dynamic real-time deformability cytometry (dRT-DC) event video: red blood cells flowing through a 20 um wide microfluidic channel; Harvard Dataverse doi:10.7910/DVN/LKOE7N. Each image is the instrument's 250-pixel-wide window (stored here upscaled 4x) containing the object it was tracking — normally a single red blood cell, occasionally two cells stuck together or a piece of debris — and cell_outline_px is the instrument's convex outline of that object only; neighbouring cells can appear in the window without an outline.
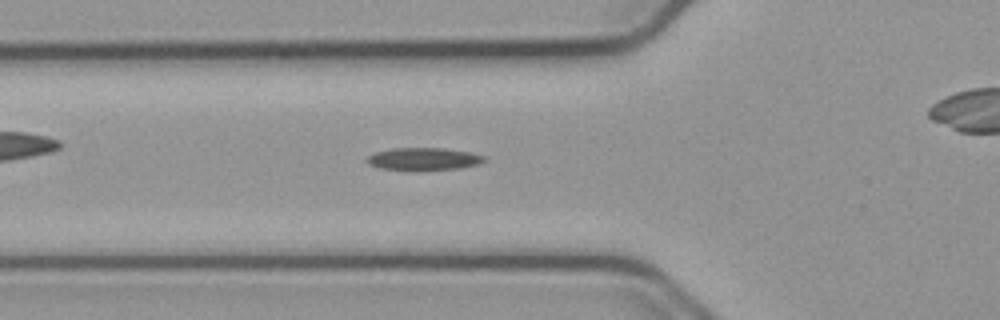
{"species": "common noctule bat (a hibernating species)", "species_latin": "Nyctalus noctula", "temperature_condition": "cold", "stored_images_in_passage": 49, "camera_frame_rate_fps": 3000, "um_per_image_px": 0.085, "animal": {"sex": "male", "body_mass_g": 23.1, "forearm_length_mm": 52.7}, "frame": {"image": 1, "passage_image": 19, "time_ms": 6.0, "image_size_px": [1000, 320], "cell_outline_px": [[488, 160], [480, 164], [460, 168], [416, 172], [380, 168], [368, 164], [364, 160], [368, 156], [376, 152], [392, 148], [444, 148], [472, 152], [488, 156]], "centroid_in_image_um": [36.06, 13.53], "position_along_channel_um": 89.7, "area_um2": 16.13}}
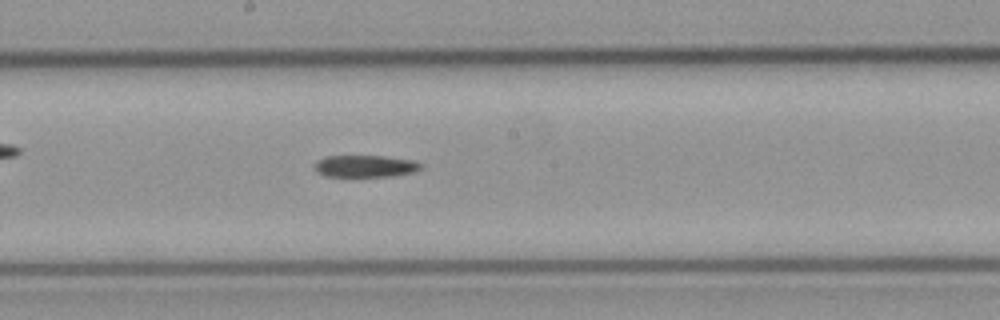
{"frame": {"image": 2, "passage_image": 29, "time_ms": 9.333, "image_size_px": [1000, 320], "cell_outline_px": [[424, 168], [416, 172], [392, 176], [324, 176], [316, 172], [316, 160], [324, 156], [384, 156], [416, 160], [424, 164]], "centroid_in_image_um": [31.13, 14.12], "position_along_channel_um": 217.1, "area_um2": 13.87}}
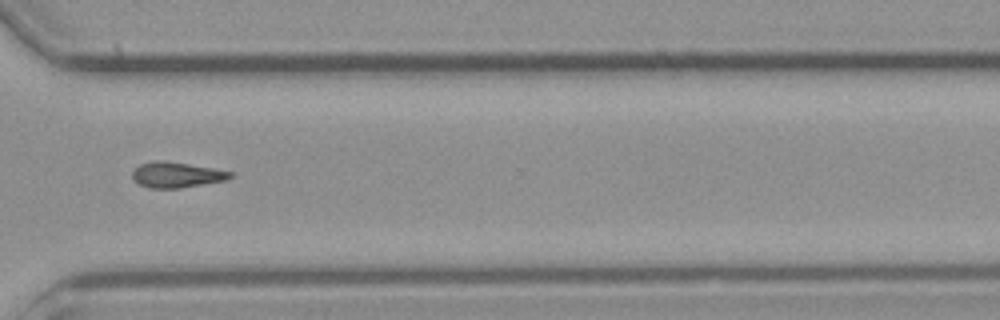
{"frame": {"image": 3, "passage_image": 40, "time_ms": 13.0, "image_size_px": [1000, 320], "cell_outline_px": [[236, 176], [228, 180], [180, 188], [148, 188], [140, 184], [132, 176], [132, 172], [140, 164], [152, 160], [160, 160], [188, 164], [212, 168], [232, 172]], "centroid_in_image_um": [15.04, 14.86], "position_along_channel_um": 355.6, "area_um2": 14.57}}